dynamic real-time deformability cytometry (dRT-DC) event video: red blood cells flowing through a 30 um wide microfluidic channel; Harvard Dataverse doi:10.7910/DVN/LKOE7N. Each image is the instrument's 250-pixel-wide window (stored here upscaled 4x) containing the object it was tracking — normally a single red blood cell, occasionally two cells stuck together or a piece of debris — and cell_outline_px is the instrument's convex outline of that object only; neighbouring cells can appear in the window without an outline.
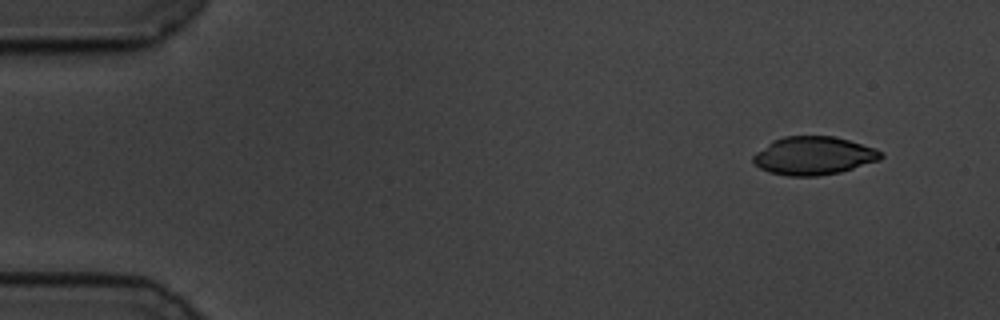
{"species": "common noctule bat (a hibernating species)", "species_latin": "Nyctalus noctula", "temperature_condition": "cold", "stored_images_in_passage": 54, "camera_frame_rate_fps": 3000, "um_per_image_px": 0.085, "animal": {"sex": "male", "body_mass_g": 19.5, "forearm_length_mm": 54.6}, "frame": {"image": 1, "passage_image": 1, "time_ms": 0.0, "image_size_px": [1000, 320], "cell_outline_px": [[884, 156], [880, 160], [840, 172], [816, 176], [788, 176], [768, 172], [760, 168], [752, 160], [752, 156], [756, 152], [772, 140], [784, 136], [836, 136], [876, 148], [884, 152]], "centroid_in_image_um": [69.18, 13.23], "position_along_channel_um": 15.8, "area_um2": 28.67}}
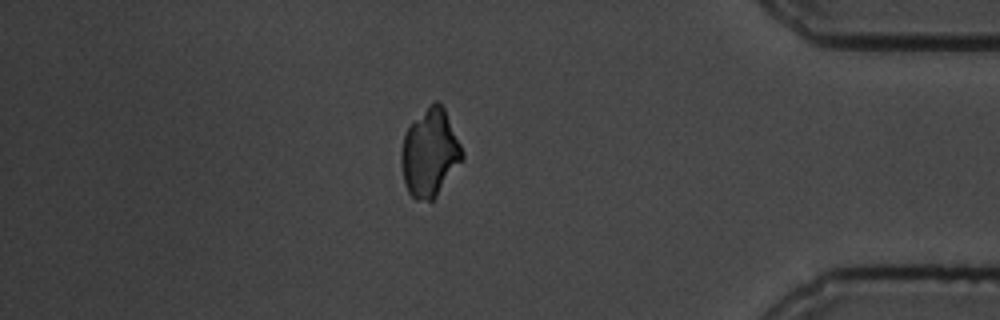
{"frame": {"image": 2, "passage_image": 46, "time_ms": 15.0, "image_size_px": [1000, 320], "cell_outline_px": [[464, 156], [436, 196], [432, 200], [416, 200], [408, 192], [404, 184], [400, 160], [400, 152], [404, 136], [408, 128], [436, 100], [444, 108], [464, 152]], "centroid_in_image_um": [36.52, 13.04], "position_along_channel_um": 398.7, "area_um2": 30.35}}